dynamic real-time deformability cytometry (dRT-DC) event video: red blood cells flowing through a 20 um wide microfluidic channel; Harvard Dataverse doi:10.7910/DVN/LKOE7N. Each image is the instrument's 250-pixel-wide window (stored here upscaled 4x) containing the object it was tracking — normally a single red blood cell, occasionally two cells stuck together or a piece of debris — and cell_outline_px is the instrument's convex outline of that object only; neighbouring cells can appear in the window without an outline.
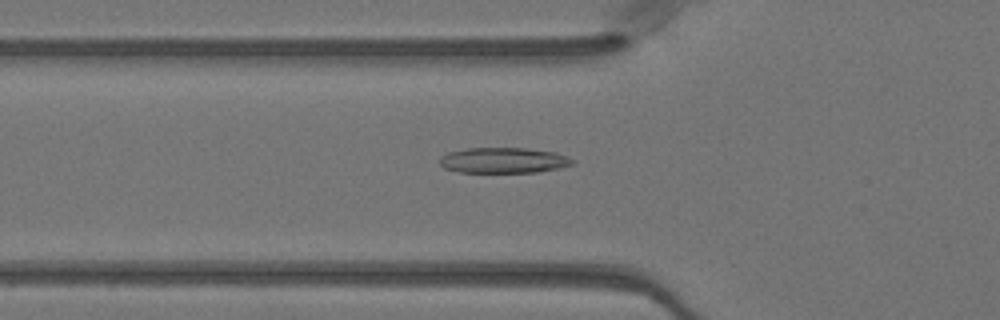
{"species": "Egyptian fruit bat (a non-hibernating species)", "species_latin": "Rousettus aegyptiacus", "temperature_condition": "warm", "stored_images_in_passage": 47, "camera_frame_rate_fps": 3000, "um_per_image_px": 0.085, "animal": {"sex": "female"}, "frame": {"image": 1, "passage_image": 15, "time_ms": 4.667, "image_size_px": [1000, 320], "cell_outline_px": [[576, 160], [572, 164], [560, 168], [540, 172], [460, 172], [444, 168], [440, 164], [440, 156], [448, 152], [468, 148], [524, 148], [556, 152], [568, 156]], "centroid_in_image_um": [42.83, 13.63], "position_along_channel_um": 83.0, "area_um2": 19.88}}
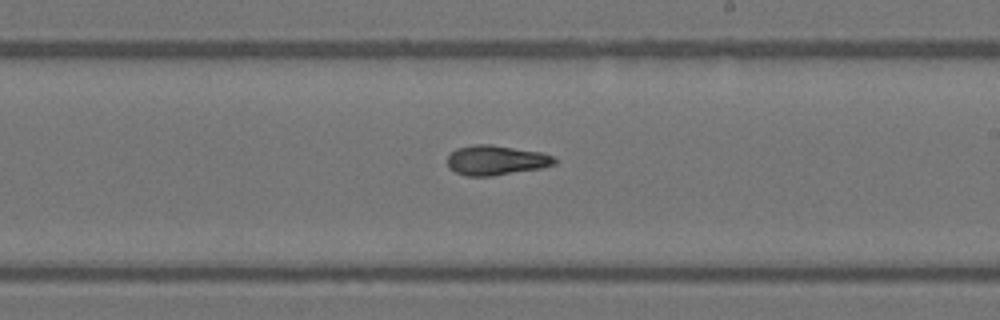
{"frame": {"image": 2, "passage_image": 27, "time_ms": 8.667, "image_size_px": [1000, 320], "cell_outline_px": [[556, 164], [540, 168], [492, 176], [464, 176], [448, 168], [448, 156], [456, 148], [472, 144], [492, 144], [540, 152], [552, 156], [556, 160]], "centroid_in_image_um": [42.13, 13.61], "position_along_channel_um": 246.9, "area_um2": 18.61}}
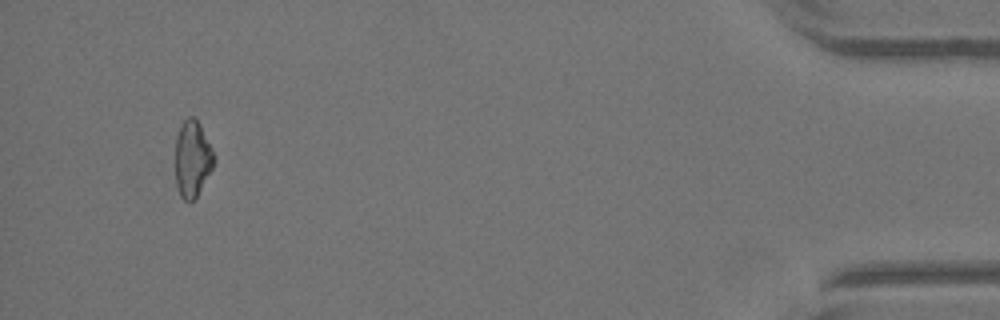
{"frame": {"image": 3, "passage_image": 45, "time_ms": 14.667, "image_size_px": [1000, 320], "cell_outline_px": [[216, 160], [212, 168], [196, 196], [188, 204], [180, 196], [176, 184], [176, 136], [180, 124], [188, 116], [192, 116], [200, 124], [216, 156]], "centroid_in_image_um": [16.35, 13.48], "position_along_channel_um": 418.8, "area_um2": 17.22}, "authors_computed_cell_mechanics": {"area_um2": 18.6116, "velocity_mm_per_s": 4.0785, "shape_relaxation_time_tau1_ms": 9.9456, "shape_relaxation_time_tau2_ms": 4.9995, "deformation_change_tau1": 0.2877, "deformation_change_tau2": 0.1265}}